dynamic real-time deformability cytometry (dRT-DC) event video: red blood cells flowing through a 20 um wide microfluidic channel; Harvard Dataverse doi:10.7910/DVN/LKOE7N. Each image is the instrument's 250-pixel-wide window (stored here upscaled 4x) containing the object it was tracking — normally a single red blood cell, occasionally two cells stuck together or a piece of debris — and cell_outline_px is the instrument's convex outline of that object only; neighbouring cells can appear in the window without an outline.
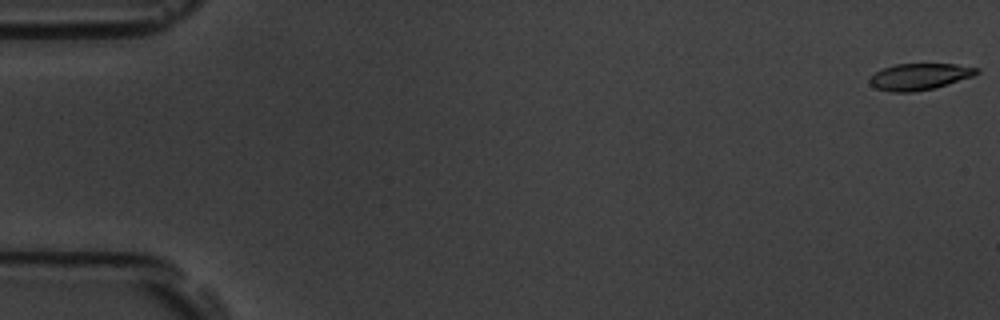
{"species": "common noctule bat (a hibernating species)", "species_latin": "Nyctalus noctula", "temperature_condition": "room temperature", "stored_images_in_passage": 58, "camera_frame_rate_fps": 3000, "um_per_image_px": 0.085, "animal": {"sex": "male", "body_mass_g": 19.5, "forearm_length_mm": 54.6}, "frame": {"image": 1, "passage_image": 1, "time_ms": 0.0, "image_size_px": [1000, 320], "cell_outline_px": [[980, 72], [972, 76], [936, 88], [912, 92], [892, 92], [876, 88], [868, 80], [876, 72], [884, 68], [896, 64], [956, 64], [980, 68]], "centroid_in_image_um": [78.19, 6.51], "position_along_channel_um": 6.8, "area_um2": 16.42}}
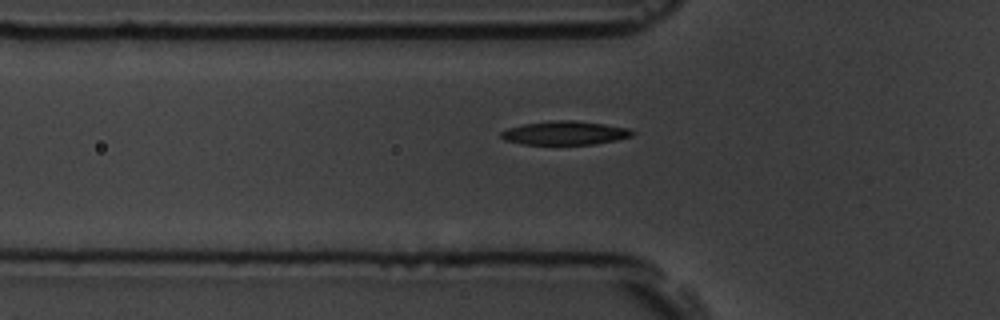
{"frame": {"image": 2, "passage_image": 20, "time_ms": 6.333, "image_size_px": [1000, 320], "cell_outline_px": [[636, 132], [632, 136], [616, 140], [592, 144], [524, 144], [504, 140], [500, 136], [500, 132], [508, 128], [524, 124], [556, 120], [576, 120], [604, 124], [628, 128]], "centroid_in_image_um": [48.02, 11.3], "position_along_channel_um": 77.8, "area_um2": 18.03}}
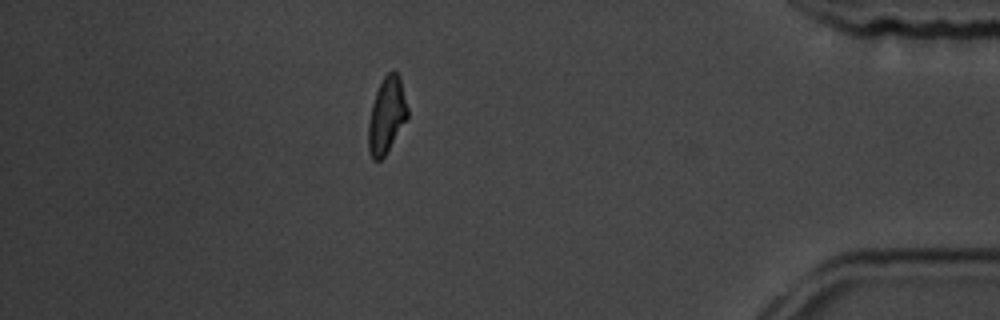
{"frame": {"image": 3, "passage_image": 51, "time_ms": 16.667, "image_size_px": [1000, 320], "cell_outline_px": [[408, 116], [384, 156], [380, 160], [372, 160], [368, 152], [368, 124], [372, 104], [376, 92], [384, 76], [388, 72], [396, 72], [400, 76], [408, 108]], "centroid_in_image_um": [32.85, 9.81], "position_along_channel_um": 402.3, "area_um2": 17.17}, "authors_computed_cell_mechanics": {"area_um2": 17.6579, "velocity_mm_per_s": 3.5434, "shape_relaxation_time_tau1_ms": 3.446, "shape_relaxation_time_tau2_ms": 6.5764, "deformation_change_tau1": 0.1419, "deformation_change_tau2": 0.1276}}